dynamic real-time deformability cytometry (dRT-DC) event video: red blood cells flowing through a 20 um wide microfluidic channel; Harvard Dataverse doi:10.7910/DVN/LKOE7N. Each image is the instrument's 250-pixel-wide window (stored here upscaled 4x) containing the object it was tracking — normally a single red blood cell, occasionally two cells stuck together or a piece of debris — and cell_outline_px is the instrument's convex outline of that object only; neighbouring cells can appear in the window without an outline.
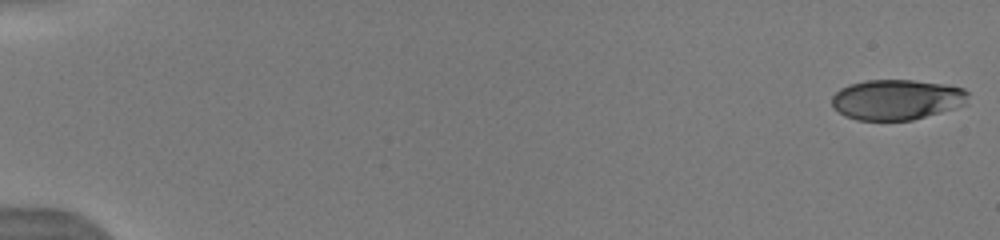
{"species": "human", "species_latin": "Homo sapiens", "temperature_condition": "warm", "stored_images_in_passage": 50, "camera_frame_rate_fps": 3000, "um_per_image_px": 0.085, "donor": {"sex": "male"}, "frame": {"image": 1, "passage_image": 1, "time_ms": 0.0, "image_size_px": [1000, 240], "cell_outline_px": [[968, 104], [912, 120], [856, 120], [844, 116], [832, 108], [832, 96], [840, 88], [848, 84], [864, 80], [912, 80], [948, 84], [964, 88], [968, 92]], "centroid_in_image_um": [76.21, 8.46], "position_along_channel_um": 8.8, "area_um2": 32.43}}
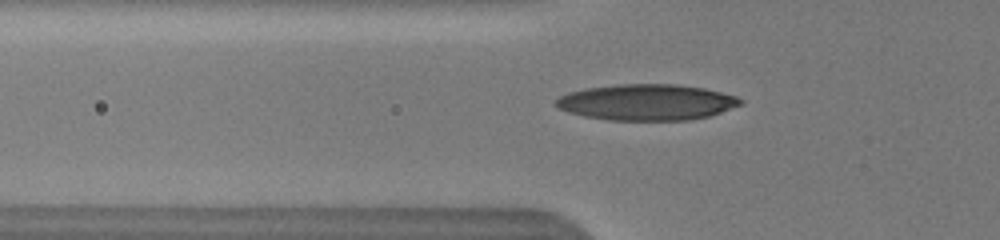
{"frame": {"image": 2, "passage_image": 21, "time_ms": 6.0, "image_size_px": [1000, 240], "cell_outline_px": [[744, 100], [740, 104], [720, 112], [708, 116], [688, 120], [608, 120], [584, 116], [568, 112], [560, 108], [556, 104], [556, 100], [560, 96], [568, 92], [584, 88], [620, 84], [676, 84], [704, 88], [736, 96]], "centroid_in_image_um": [54.95, 8.68], "position_along_channel_um": 70.9, "area_um2": 38.55}}
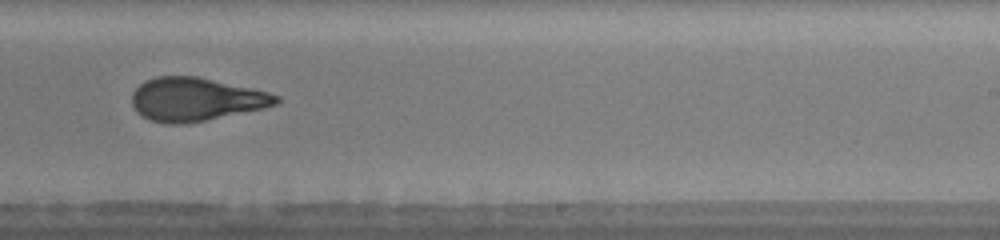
{"frame": {"image": 3, "passage_image": 34, "time_ms": 11.0, "image_size_px": [1000, 240], "cell_outline_px": [[280, 100], [276, 104], [264, 108], [184, 124], [164, 124], [148, 120], [140, 116], [136, 112], [132, 104], [132, 92], [144, 80], [156, 76], [196, 76], [268, 92], [280, 96]], "centroid_in_image_um": [16.58, 8.45], "position_along_channel_um": 272.4, "area_um2": 36.41}, "authors_computed_cell_mechanics": {"area_um2": 35.6048, "velocity_mm_per_s": 4.0519, "shape_relaxation_time_tau1_ms": 4.9699, "shape_relaxation_time_tau2_ms": 1.1229, "deformation_change_tau1": 0.1912, "deformation_change_tau2": 0.0716}}